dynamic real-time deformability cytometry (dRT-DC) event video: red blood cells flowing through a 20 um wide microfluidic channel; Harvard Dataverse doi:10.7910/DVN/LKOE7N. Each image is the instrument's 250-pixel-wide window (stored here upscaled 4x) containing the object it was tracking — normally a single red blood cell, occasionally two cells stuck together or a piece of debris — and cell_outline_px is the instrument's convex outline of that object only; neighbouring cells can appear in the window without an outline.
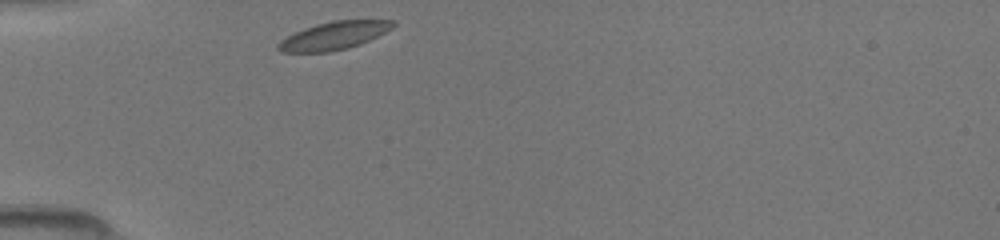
{"species": "common noctule bat (a hibernating species)", "species_latin": "Nyctalus noctula", "temperature_condition": "room temperature", "stored_images_in_passage": 28, "camera_frame_rate_fps": 3000, "um_per_image_px": 0.085, "animal": {"sex": "female", "body_mass_g": 19.5, "forearm_length_mm": 54.1}, "frame": {"image": 1, "passage_image": 1, "time_ms": 0.0, "image_size_px": [1000, 240], "cell_outline_px": [[396, 24], [392, 28], [360, 44], [348, 48], [328, 52], [280, 52], [276, 48], [276, 44], [280, 40], [304, 28], [316, 24], [332, 20], [396, 20]], "centroid_in_image_um": [28.36, 3.03], "position_along_channel_um": 56.6, "area_um2": 18.61}}
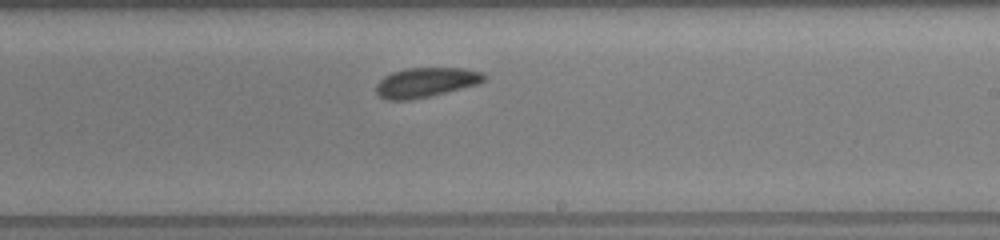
{"frame": {"image": 2, "passage_image": 16, "time_ms": 5.0, "image_size_px": [1000, 240], "cell_outline_px": [[488, 76], [484, 80], [476, 84], [428, 96], [408, 100], [388, 100], [380, 96], [376, 92], [376, 84], [384, 76], [392, 72], [404, 68], [464, 68], [484, 72]], "centroid_in_image_um": [36.18, 6.98], "position_along_channel_um": 252.8, "area_um2": 18.5}}
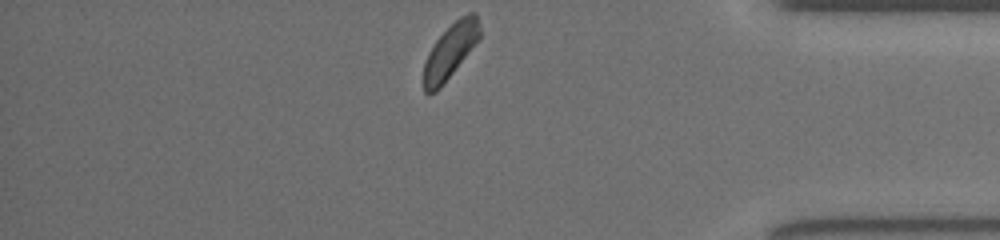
{"frame": {"image": 3, "passage_image": 28, "time_ms": 9.0, "image_size_px": [1000, 240], "cell_outline_px": [[480, 36], [440, 88], [436, 92], [428, 96], [424, 92], [424, 64], [428, 52], [436, 40], [460, 16], [468, 12], [476, 12], [480, 28]], "centroid_in_image_um": [38.24, 4.35], "position_along_channel_um": 397.0, "area_um2": 17.4}}